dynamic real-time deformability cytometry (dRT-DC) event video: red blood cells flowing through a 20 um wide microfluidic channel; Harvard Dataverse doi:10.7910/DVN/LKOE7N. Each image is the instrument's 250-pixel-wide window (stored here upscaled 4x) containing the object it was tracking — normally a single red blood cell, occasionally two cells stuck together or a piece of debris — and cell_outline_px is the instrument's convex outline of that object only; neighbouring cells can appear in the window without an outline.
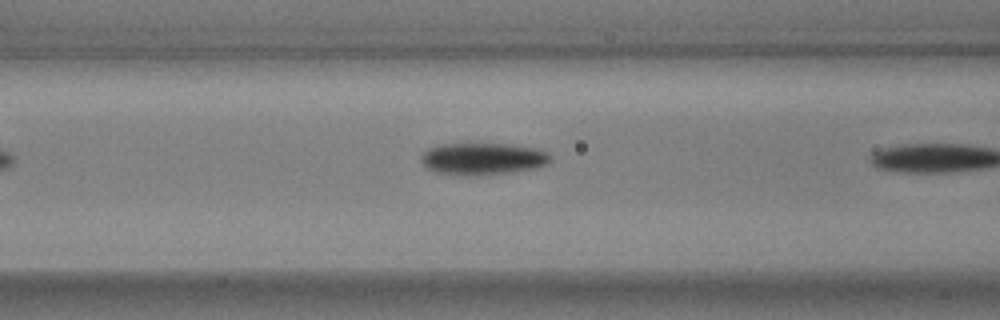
{"species": "common noctule bat (a hibernating species)", "species_latin": "Nyctalus noctula", "temperature_condition": "warm", "stored_images_in_passage": 7, "camera_frame_rate_fps": 3000, "um_per_image_px": 0.085, "animal": {"sex": "male", "body_mass_g": 17.9, "forearm_length_mm": 54.2}, "frame": {"image": 1, "passage_image": 6, "time_ms": 1.667, "image_size_px": [1000, 320], "cell_outline_px": [[552, 160], [548, 164], [536, 168], [512, 172], [484, 176], [464, 176], [436, 172], [424, 168], [420, 160], [420, 156], [428, 148], [440, 144], [512, 144], [540, 148], [548, 152], [552, 156]], "centroid_in_image_um": [41.06, 13.51], "position_along_channel_um": 125.5, "area_um2": 24.85}}